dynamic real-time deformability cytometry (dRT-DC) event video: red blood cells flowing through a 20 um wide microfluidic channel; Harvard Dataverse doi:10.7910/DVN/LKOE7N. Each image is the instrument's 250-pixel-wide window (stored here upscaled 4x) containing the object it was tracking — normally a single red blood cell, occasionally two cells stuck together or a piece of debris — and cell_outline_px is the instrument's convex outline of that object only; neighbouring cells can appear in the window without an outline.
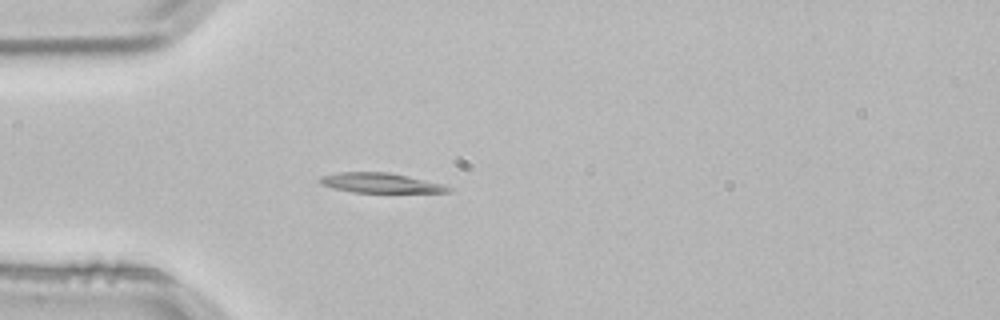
{"species": "common noctule bat (a hibernating species)", "species_latin": "Nyctalus noctula", "temperature_condition": "room temperature", "stored_images_in_passage": 2, "camera_frame_rate_fps": 3000, "um_per_image_px": 0.085, "animal": {"sex": "male", "body_mass_g": 21.5, "forearm_length_mm": 52.0}, "frame": {"image": 1, "passage_image": 2, "time_ms": 0.333, "image_size_px": [1000, 320], "cell_outline_px": [[452, 192], [352, 192], [332, 188], [320, 184], [316, 180], [320, 176], [340, 172], [388, 172], [408, 176], [444, 184], [452, 188]], "centroid_in_image_um": [32.3, 15.54], "position_along_channel_um": 52.7, "area_um2": 14.91}}